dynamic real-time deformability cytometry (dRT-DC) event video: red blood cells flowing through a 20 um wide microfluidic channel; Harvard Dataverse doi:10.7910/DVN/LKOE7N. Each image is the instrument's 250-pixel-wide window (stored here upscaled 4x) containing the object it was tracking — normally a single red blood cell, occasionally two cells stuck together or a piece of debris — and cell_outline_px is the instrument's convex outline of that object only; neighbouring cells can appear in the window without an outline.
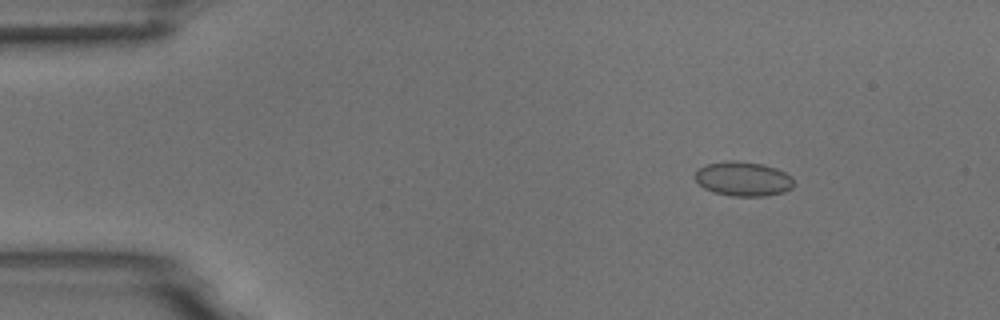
{"species": "common noctule bat (a hibernating species)", "species_latin": "Nyctalus noctula", "temperature_condition": "room temperature", "stored_images_in_passage": 54, "camera_frame_rate_fps": 3000, "um_per_image_px": 0.085, "animal": {"sex": "male", "body_mass_g": 18.8}, "frame": {"image": 1, "passage_image": 7, "time_ms": 2.0, "image_size_px": [1000, 320], "cell_outline_px": [[792, 188], [784, 192], [764, 196], [732, 196], [716, 192], [704, 188], [696, 180], [696, 172], [700, 168], [708, 164], [728, 160], [736, 160], [764, 164], [776, 168], [792, 176]], "centroid_in_image_um": [63.2, 15.19], "position_along_channel_um": 21.8, "area_um2": 19.65}}
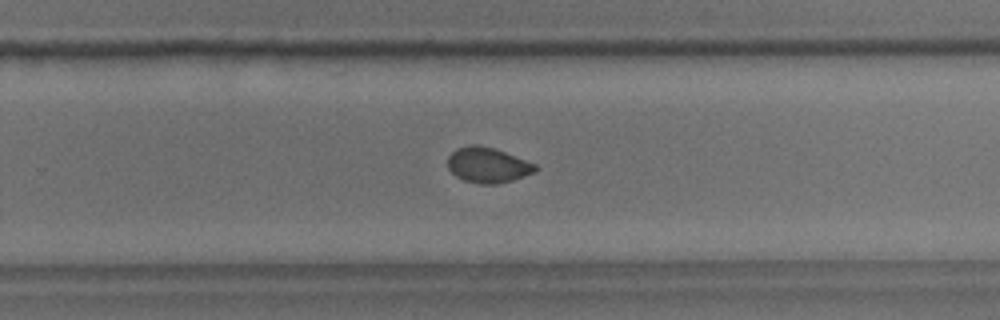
{"frame": {"image": 2, "passage_image": 35, "time_ms": 11.333, "image_size_px": [1000, 320], "cell_outline_px": [[536, 172], [512, 180], [496, 184], [480, 184], [464, 180], [456, 176], [448, 168], [448, 156], [456, 148], [472, 144], [476, 144], [492, 148], [504, 152], [536, 164]], "centroid_in_image_um": [41.44, 14.03], "position_along_channel_um": 288.4, "area_um2": 17.86}}
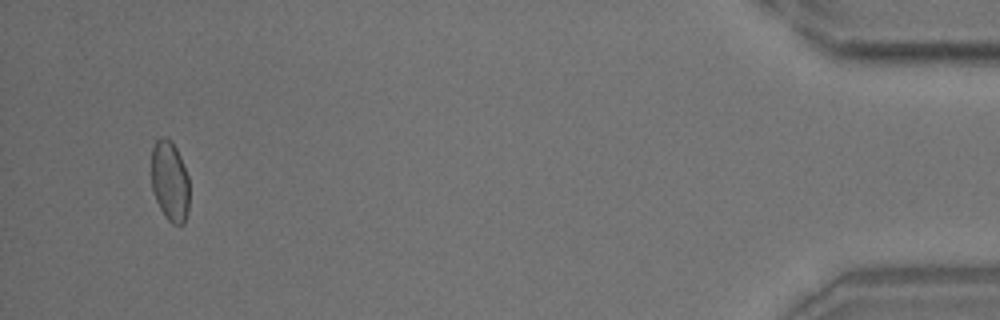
{"frame": {"image": 3, "passage_image": 52, "time_ms": 17.0, "image_size_px": [1000, 320], "cell_outline_px": [[188, 212], [184, 224], [172, 224], [164, 216], [156, 200], [152, 188], [152, 148], [156, 140], [160, 136], [164, 136], [172, 140], [180, 156], [188, 176]], "centroid_in_image_um": [14.43, 15.38], "position_along_channel_um": 420.8, "area_um2": 17.86}, "authors_computed_cell_mechanics": {"area_um2": 18.3226, "velocity_mm_per_s": 3.6852, "shape_relaxation_time_tau1_ms": 8.431, "shape_relaxation_time_tau2_ms": 1.172, "deformation_change_tau1": 0.1195, "deformation_change_tau2": 0.0323}}